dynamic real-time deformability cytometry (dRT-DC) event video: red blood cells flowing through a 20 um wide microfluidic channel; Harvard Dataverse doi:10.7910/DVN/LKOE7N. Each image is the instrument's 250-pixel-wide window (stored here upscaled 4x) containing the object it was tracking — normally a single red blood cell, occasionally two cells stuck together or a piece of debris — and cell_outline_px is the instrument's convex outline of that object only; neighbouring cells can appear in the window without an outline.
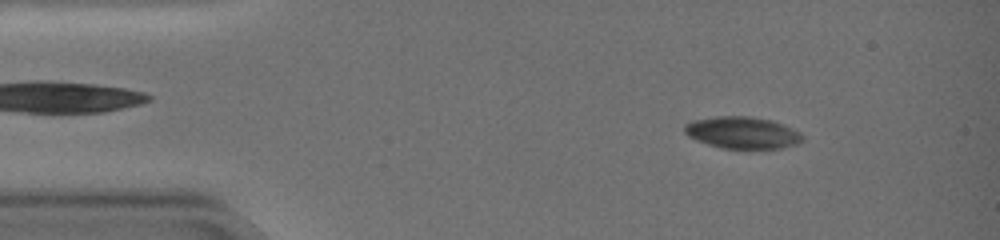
{"species": "common noctule bat (a hibernating species)", "species_latin": "Nyctalus noctula", "temperature_condition": "warm", "stored_images_in_passage": 55, "camera_frame_rate_fps": 3000, "um_per_image_px": 0.085, "animal": {"sex": "female", "body_mass_g": 19.0, "forearm_length_mm": 51.5}, "frame": {"image": 1, "passage_image": 7, "time_ms": 2.0, "image_size_px": [1000, 240], "cell_outline_px": [[804, 140], [796, 144], [780, 148], [720, 148], [696, 140], [688, 136], [684, 132], [684, 124], [692, 120], [716, 116], [748, 116], [772, 120], [784, 124], [800, 132], [804, 136]], "centroid_in_image_um": [63.1, 11.26], "position_along_channel_um": 21.9, "area_um2": 22.02}}
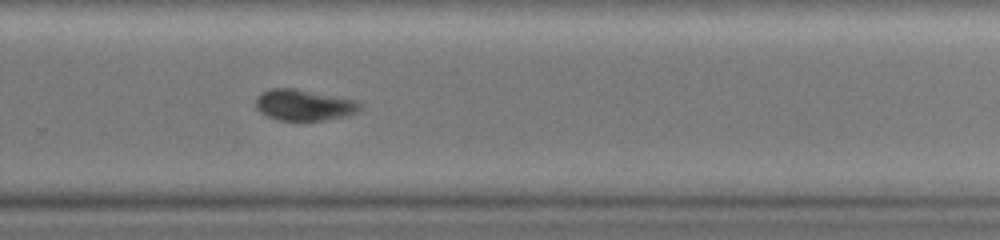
{"frame": {"image": 2, "passage_image": 38, "time_ms": 12.333, "image_size_px": [1000, 240], "cell_outline_px": [[364, 104], [356, 112], [348, 116], [324, 120], [280, 120], [268, 116], [260, 112], [256, 108], [256, 96], [272, 88], [292, 88], [360, 100]], "centroid_in_image_um": [25.89, 8.92], "position_along_channel_um": 303.9, "area_um2": 18.96}}
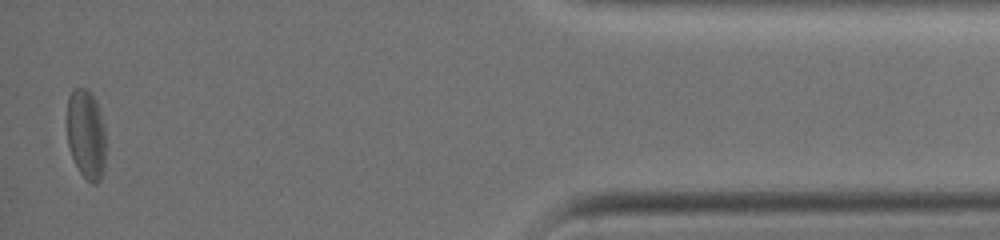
{"frame": {"image": 3, "passage_image": 54, "time_ms": 17.667, "image_size_px": [1000, 240], "cell_outline_px": [[104, 164], [100, 180], [96, 184], [92, 184], [80, 172], [72, 156], [68, 144], [68, 96], [72, 88], [84, 88], [96, 100], [100, 112], [104, 128]], "centroid_in_image_um": [7.31, 11.41], "position_along_channel_um": 427.9, "area_um2": 19.83}, "authors_computed_cell_mechanics": {"area_um2": 21.5016, "velocity_mm_per_s": 3.4437, "shape_relaxation_time_tau1_ms": null, "shape_relaxation_time_tau2_ms": 1.71, "deformation_change_tau1": null, "deformation_change_tau2": 0.0566}}